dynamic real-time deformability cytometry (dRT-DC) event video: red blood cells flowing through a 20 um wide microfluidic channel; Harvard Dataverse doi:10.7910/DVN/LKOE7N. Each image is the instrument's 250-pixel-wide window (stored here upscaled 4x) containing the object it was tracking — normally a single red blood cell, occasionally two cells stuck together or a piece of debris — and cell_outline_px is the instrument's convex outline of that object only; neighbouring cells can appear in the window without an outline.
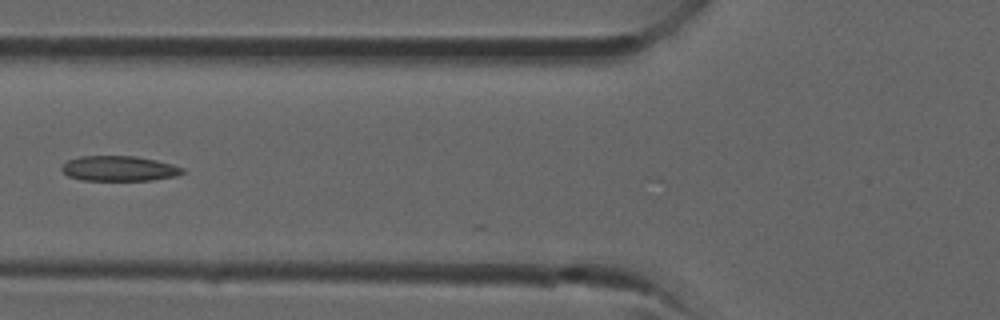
{"species": "common noctule bat (a hibernating species)", "species_latin": "Nyctalus noctula", "temperature_condition": "room temperature", "stored_images_in_passage": 13, "camera_frame_rate_fps": 3000, "um_per_image_px": 0.085, "animal": {"sex": "male", "forearm_length_mm": 52.5}, "frame": {"image": 1, "passage_image": 9, "time_ms": 2.667, "image_size_px": [1000, 320], "cell_outline_px": [[184, 172], [176, 176], [152, 180], [80, 180], [68, 176], [60, 168], [68, 160], [80, 156], [136, 156], [156, 160], [172, 164], [184, 168]], "centroid_in_image_um": [10.12, 14.32], "position_along_channel_um": 115.7, "area_um2": 17.69}}
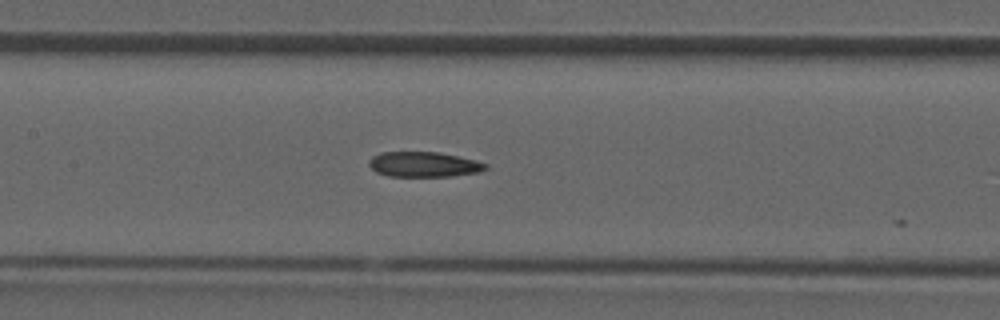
{"frame": {"image": 2, "passage_image": 12, "time_ms": 3.667, "image_size_px": [1000, 320], "cell_outline_px": [[488, 168], [480, 172], [452, 176], [388, 176], [376, 172], [368, 164], [368, 160], [372, 156], [380, 152], [440, 152], [460, 156], [476, 160], [488, 164]], "centroid_in_image_um": [36.04, 13.97], "position_along_channel_um": 171.4, "area_um2": 17.28}}